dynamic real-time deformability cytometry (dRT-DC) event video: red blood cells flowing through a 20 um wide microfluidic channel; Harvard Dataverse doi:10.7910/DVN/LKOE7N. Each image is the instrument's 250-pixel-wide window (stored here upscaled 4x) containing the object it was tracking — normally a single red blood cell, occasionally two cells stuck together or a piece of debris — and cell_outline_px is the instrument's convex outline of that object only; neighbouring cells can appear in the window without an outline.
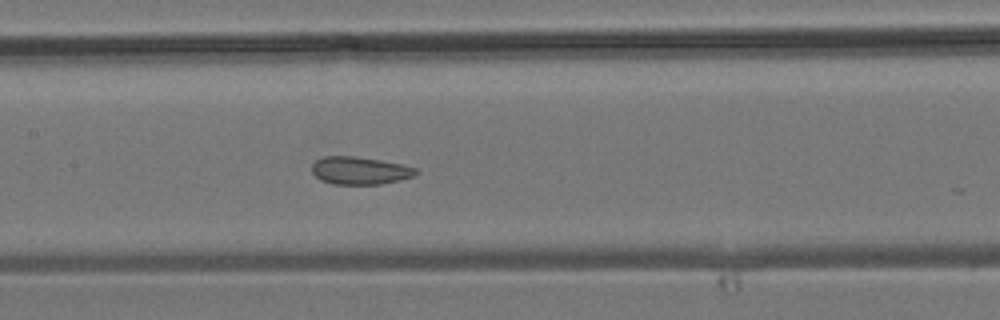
{"species": "common noctule bat (a hibernating species)", "species_latin": "Nyctalus noctula", "temperature_condition": "room temperature", "stored_images_in_passage": 26, "camera_frame_rate_fps": 3000, "um_per_image_px": 0.085, "animal": {"sex": "male", "body_mass_g": 19.2, "forearm_length_mm": 51.8}, "frame": {"image": 1, "passage_image": 22, "time_ms": 7.0, "image_size_px": [1000, 320], "cell_outline_px": [[420, 172], [412, 176], [400, 180], [380, 184], [332, 184], [320, 180], [312, 172], [312, 164], [316, 160], [324, 156], [356, 156], [380, 160], [400, 164], [416, 168]], "centroid_in_image_um": [30.57, 14.5], "position_along_channel_um": 176.8, "area_um2": 16.76}}
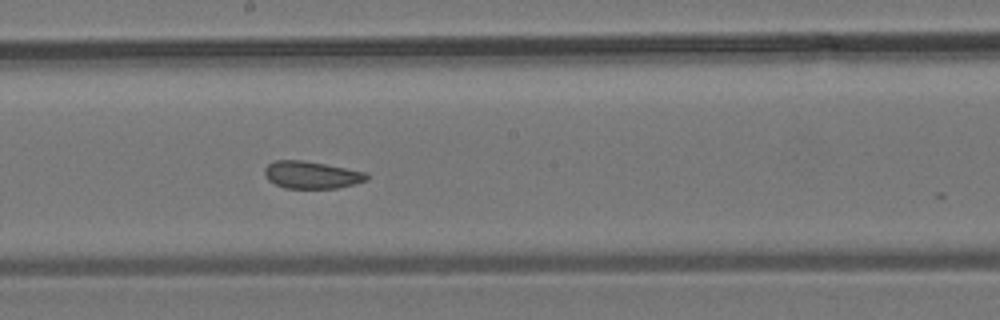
{"frame": {"image": 2, "passage_image": 25, "time_ms": 8.0, "image_size_px": [1000, 320], "cell_outline_px": [[368, 180], [336, 188], [284, 188], [268, 180], [264, 172], [264, 168], [268, 164], [276, 160], [300, 160], [324, 164], [368, 172]], "centroid_in_image_um": [26.48, 14.86], "position_along_channel_um": 221.7, "area_um2": 16.13}}